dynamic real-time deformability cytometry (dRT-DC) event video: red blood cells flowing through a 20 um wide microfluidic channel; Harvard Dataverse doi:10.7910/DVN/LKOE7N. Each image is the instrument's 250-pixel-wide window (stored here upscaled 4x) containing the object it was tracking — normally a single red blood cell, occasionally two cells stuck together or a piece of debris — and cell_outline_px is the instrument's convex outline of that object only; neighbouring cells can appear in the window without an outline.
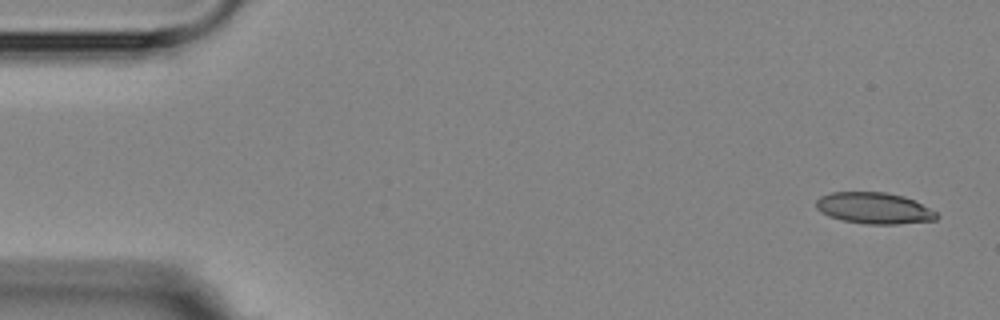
{"species": "Egyptian fruit bat (a non-hibernating species)", "species_latin": "Rousettus aegyptiacus", "temperature_condition": "room temperature", "stored_images_in_passage": 7, "camera_frame_rate_fps": 3000, "um_per_image_px": 0.085, "animal": {"sex": "female"}, "frame": {"image": 1, "passage_image": 1, "time_ms": 0.0, "image_size_px": [1000, 320], "cell_outline_px": [[940, 216], [936, 220], [896, 224], [868, 224], [844, 220], [828, 216], [820, 212], [816, 208], [816, 200], [820, 196], [832, 192], [888, 192], [904, 196], [936, 212]], "centroid_in_image_um": [74.28, 17.69], "position_along_channel_um": 10.7, "area_um2": 21.91}}
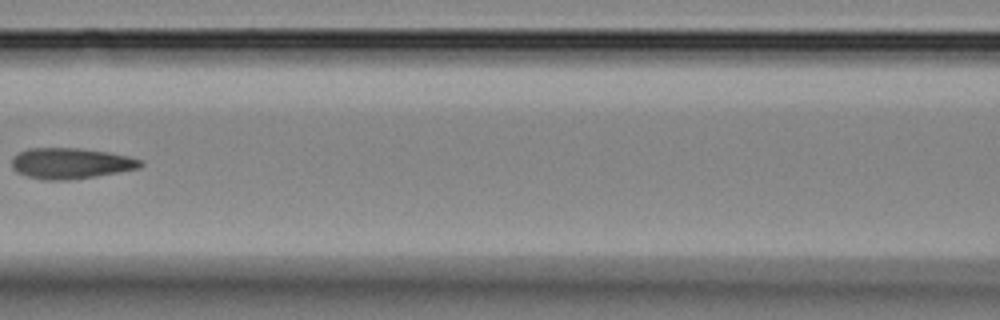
{"frame": {"image": 2, "passage_image": 6, "time_ms": 7.333, "image_size_px": [1000, 320], "cell_outline_px": [[144, 164], [140, 168], [96, 176], [68, 180], [44, 180], [28, 176], [16, 172], [12, 168], [12, 160], [20, 152], [28, 148], [80, 148], [108, 152], [128, 156], [144, 160]], "centroid_in_image_um": [6.05, 13.88], "position_along_channel_um": 160.6, "area_um2": 23.12}}
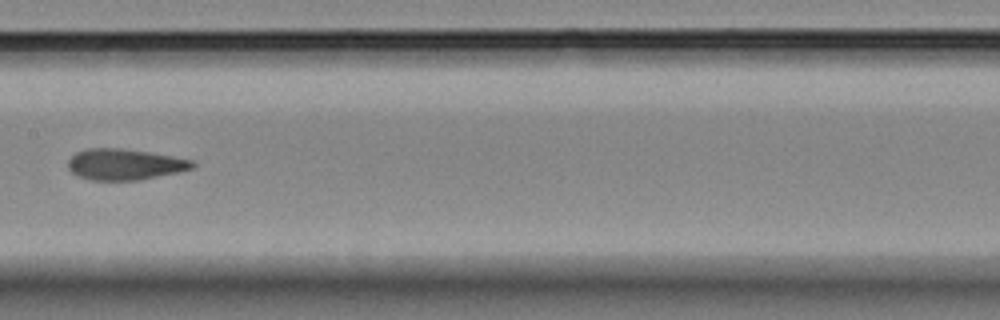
{"frame": {"image": 3, "passage_image": 7, "time_ms": 8.333, "image_size_px": [1000, 320], "cell_outline_px": [[196, 164], [192, 168], [176, 172], [140, 180], [92, 180], [80, 176], [72, 172], [68, 168], [68, 160], [76, 152], [84, 148], [120, 148], [148, 152], [172, 156], [192, 160]], "centroid_in_image_um": [10.57, 13.96], "position_along_channel_um": 196.8, "area_um2": 22.31}}